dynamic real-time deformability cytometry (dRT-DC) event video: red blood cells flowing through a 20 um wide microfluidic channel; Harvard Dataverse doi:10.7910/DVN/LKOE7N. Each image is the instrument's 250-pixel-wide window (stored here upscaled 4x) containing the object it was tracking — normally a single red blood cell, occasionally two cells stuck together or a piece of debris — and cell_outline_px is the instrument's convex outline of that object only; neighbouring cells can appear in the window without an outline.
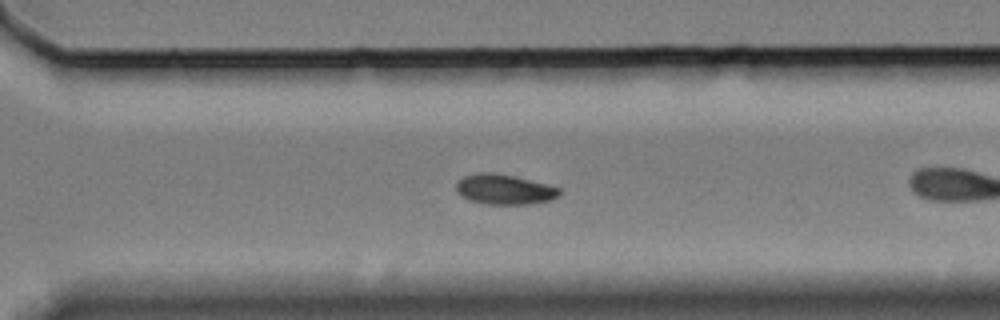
{"species": "Egyptian fruit bat (a non-hibernating species)", "species_latin": "Rousettus aegyptiacus", "temperature_condition": "cold", "stored_images_in_passage": 46, "camera_frame_rate_fps": 3000, "um_per_image_px": 0.085, "animal": {"sex": "female"}, "frame": {"image": 1, "passage_image": 27, "time_ms": 8.667, "image_size_px": [1000, 320], "cell_outline_px": [[560, 192], [552, 200], [532, 204], [484, 204], [468, 200], [460, 196], [456, 192], [456, 184], [464, 176], [480, 172], [512, 176], [560, 188]], "centroid_in_image_um": [42.82, 16.13], "position_along_channel_um": 327.8, "area_um2": 17.8}, "authors_computed_cell_mechanics": {"area_um2": 18.496, "velocity_mm_per_s": 3.2958, "shape_relaxation_time_tau1_ms": 1.2901, "shape_relaxation_time_tau2_ms": null, "deformation_change_tau1": 0.1008, "deformation_change_tau2": null}}